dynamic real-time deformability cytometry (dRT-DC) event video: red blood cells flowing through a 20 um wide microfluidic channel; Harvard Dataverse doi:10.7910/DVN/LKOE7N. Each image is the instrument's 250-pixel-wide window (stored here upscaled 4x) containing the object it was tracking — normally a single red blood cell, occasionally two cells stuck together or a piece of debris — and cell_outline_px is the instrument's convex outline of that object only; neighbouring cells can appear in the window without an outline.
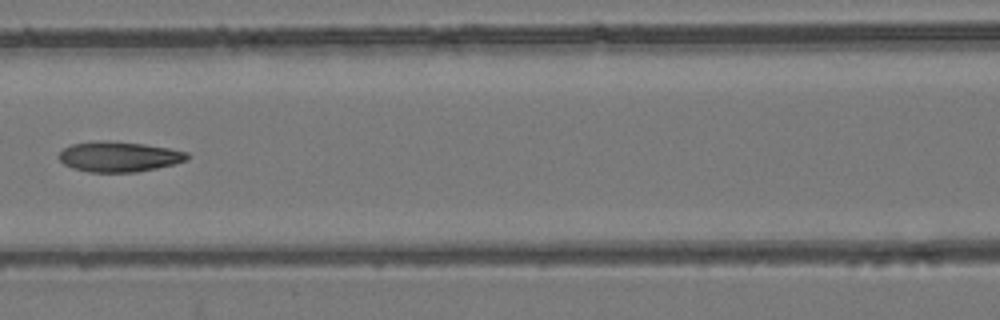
{"species": "common noctule bat (a hibernating species)", "species_latin": "Nyctalus noctula", "temperature_condition": "room temperature", "stored_images_in_passage": 9, "camera_frame_rate_fps": 3000, "um_per_image_px": 0.085, "animal": {"sex": "female", "body_mass_g": 24.6, "forearm_length_mm": 56.2}, "frame": {"image": 1, "passage_image": 8, "time_ms": 8.0, "image_size_px": [1000, 320], "cell_outline_px": [[192, 156], [188, 160], [156, 168], [136, 172], [88, 172], [72, 168], [64, 164], [56, 156], [64, 148], [72, 144], [96, 140], [104, 140], [144, 144], [168, 148], [188, 152]], "centroid_in_image_um": [10.1, 13.31], "position_along_channel_um": 156.5, "area_um2": 22.77}}
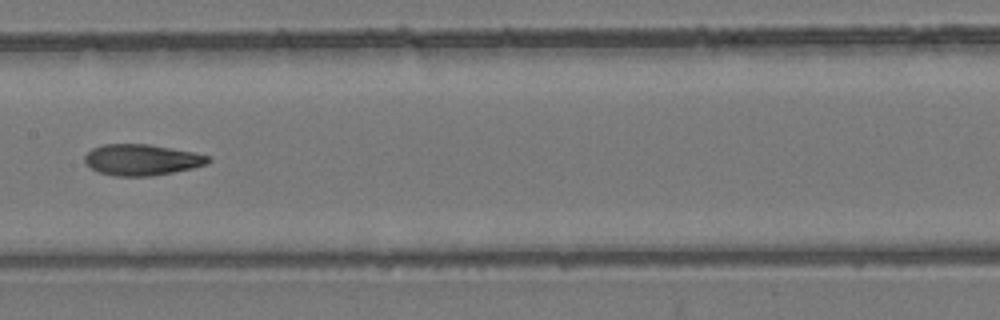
{"frame": {"image": 2, "passage_image": 9, "time_ms": 9.0, "image_size_px": [1000, 320], "cell_outline_px": [[212, 160], [208, 164], [192, 168], [152, 176], [116, 176], [100, 172], [92, 168], [84, 160], [84, 156], [92, 148], [104, 144], [148, 144], [196, 152], [212, 156]], "centroid_in_image_um": [12.11, 13.57], "position_along_channel_um": 195.3, "area_um2": 22.43}}